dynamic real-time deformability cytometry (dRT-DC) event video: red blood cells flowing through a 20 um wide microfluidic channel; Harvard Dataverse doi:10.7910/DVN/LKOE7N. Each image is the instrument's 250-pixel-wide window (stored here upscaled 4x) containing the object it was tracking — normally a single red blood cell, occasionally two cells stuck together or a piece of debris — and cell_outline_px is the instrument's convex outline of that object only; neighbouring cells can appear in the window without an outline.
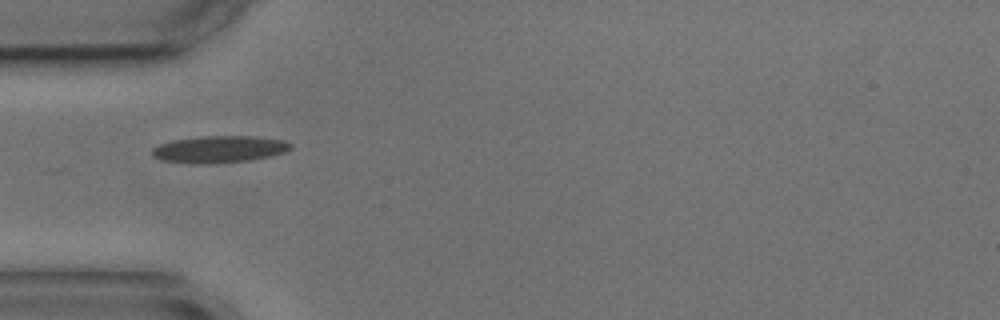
{"species": "common noctule bat (a hibernating species)", "species_latin": "Nyctalus noctula", "temperature_condition": "cold", "stored_images_in_passage": 5, "camera_frame_rate_fps": 3000, "um_per_image_px": 0.085, "animal": {"sex": "male", "body_mass_g": 17.9, "forearm_length_mm": 54.2}, "frame": {"image": 1, "passage_image": 4, "time_ms": 4.333, "image_size_px": [1000, 320], "cell_outline_px": [[292, 148], [284, 152], [268, 156], [248, 160], [196, 164], [160, 160], [152, 156], [152, 148], [160, 144], [172, 140], [200, 136], [252, 136], [284, 140], [292, 144]], "centroid_in_image_um": [18.6, 12.67], "position_along_channel_um": 66.4, "area_um2": 21.56}}